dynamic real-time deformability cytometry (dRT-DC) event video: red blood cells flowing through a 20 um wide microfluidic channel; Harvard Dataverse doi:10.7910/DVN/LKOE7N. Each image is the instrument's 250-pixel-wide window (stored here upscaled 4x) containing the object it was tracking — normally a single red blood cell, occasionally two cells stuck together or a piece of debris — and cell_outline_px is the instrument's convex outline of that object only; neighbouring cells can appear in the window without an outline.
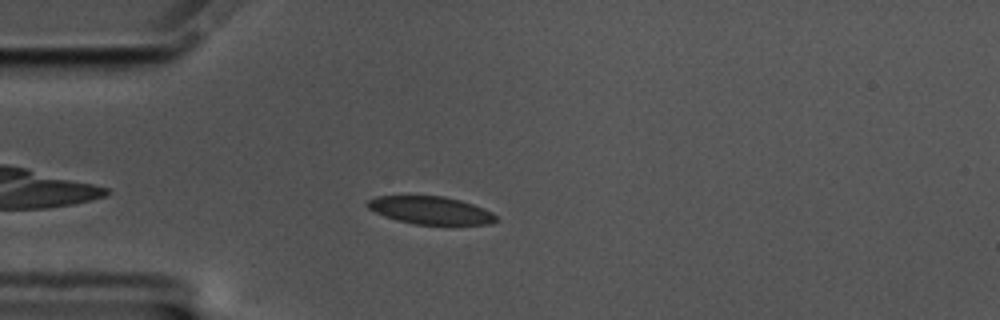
{"species": "common noctule bat (a hibernating species)", "species_latin": "Nyctalus noctula", "temperature_condition": "cold", "stored_images_in_passage": 48, "camera_frame_rate_fps": 3000, "um_per_image_px": 0.085, "animal": {"sex": "male", "body_mass_g": 17.5, "forearm_length_mm": 52.3}, "frame": {"image": 1, "passage_image": 6, "time_ms": 1.667, "image_size_px": [1000, 320], "cell_outline_px": [[496, 220], [488, 224], [416, 224], [396, 220], [384, 216], [368, 208], [364, 204], [368, 200], [376, 196], [444, 196], [460, 200], [472, 204], [492, 212], [496, 216]], "centroid_in_image_um": [36.55, 17.87], "position_along_channel_um": 48.5, "area_um2": 20.58}}
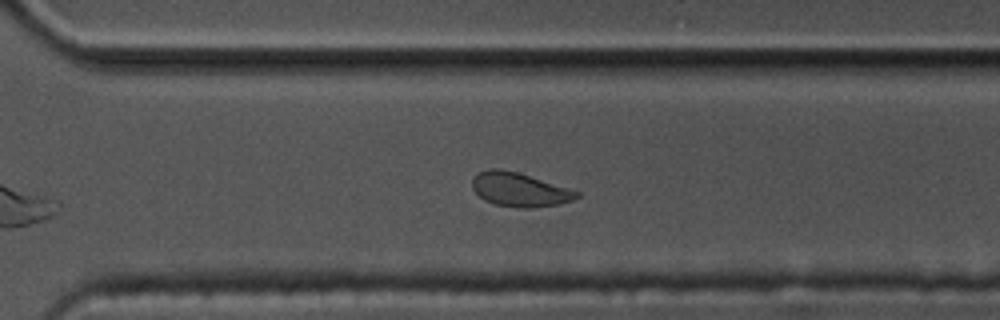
{"frame": {"image": 2, "passage_image": 31, "time_ms": 10.0, "image_size_px": [1000, 320], "cell_outline_px": [[580, 196], [572, 200], [560, 204], [532, 208], [520, 208], [496, 204], [484, 200], [472, 188], [472, 176], [488, 168], [500, 168], [516, 172], [580, 192]], "centroid_in_image_um": [44.13, 16.12], "position_along_channel_um": 326.5, "area_um2": 20.46}}
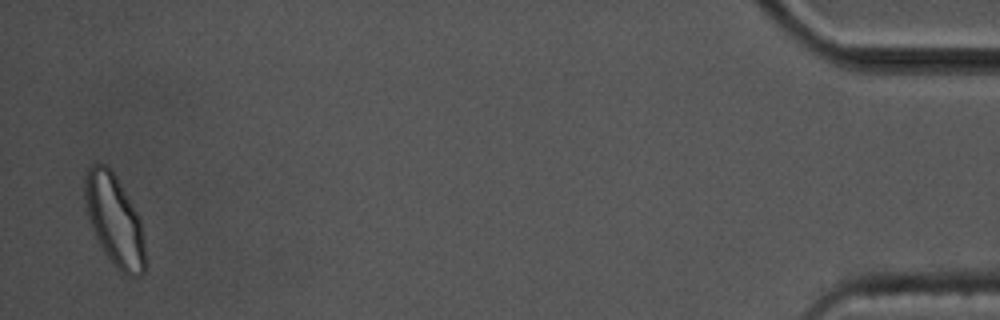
{"frame": {"image": 3, "passage_image": 47, "time_ms": 15.333, "image_size_px": [1000, 320], "cell_outline_px": [[144, 272], [140, 276], [128, 276], [120, 272], [112, 264], [104, 252], [92, 228], [88, 216], [84, 196], [84, 176], [88, 168], [92, 164], [104, 164], [112, 168], [136, 212], [140, 220], [144, 244]], "centroid_in_image_um": [9.71, 18.71], "position_along_channel_um": 425.5, "area_um2": 31.79}, "authors_computed_cell_mechanics": {"area_um2": 21.8195, "velocity_mm_per_s": 3.5008, "shape_relaxation_time_tau1_ms": 3.5835, "shape_relaxation_time_tau2_ms": 3.144, "deformation_change_tau1": 0.1056, "deformation_change_tau2": 0.0484}}